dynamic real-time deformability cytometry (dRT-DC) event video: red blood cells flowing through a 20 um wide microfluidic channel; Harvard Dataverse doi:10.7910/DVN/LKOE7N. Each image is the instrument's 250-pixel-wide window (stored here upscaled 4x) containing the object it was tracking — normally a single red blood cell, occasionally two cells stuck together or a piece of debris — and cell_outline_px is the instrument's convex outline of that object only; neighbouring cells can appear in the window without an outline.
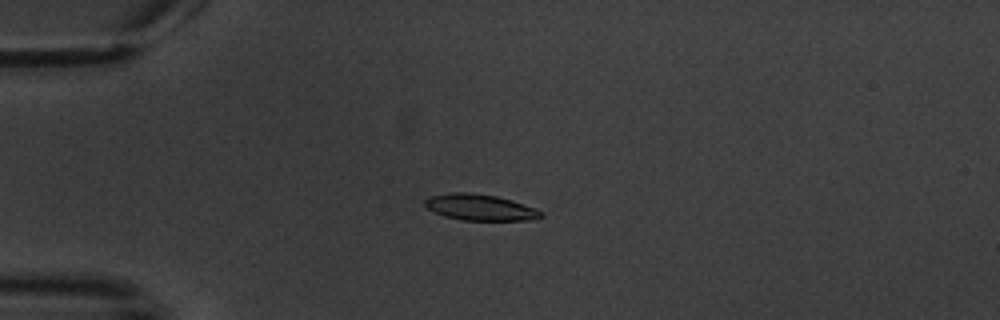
{"species": "common noctule bat (a hibernating species)", "species_latin": "Nyctalus noctula", "temperature_condition": "warm", "stored_images_in_passage": 4, "camera_frame_rate_fps": 3000, "um_per_image_px": 0.085, "animal": {"sex": "male", "body_mass_g": 20.1, "forearm_length_mm": 53.5}, "frame": {"image": 1, "passage_image": 3, "time_ms": 4.0, "image_size_px": [1000, 320], "cell_outline_px": [[544, 216], [528, 220], [460, 220], [444, 216], [428, 208], [424, 204], [424, 200], [428, 196], [452, 192], [468, 192], [496, 196], [512, 200], [536, 208], [544, 212]], "centroid_in_image_um": [40.81, 17.62], "position_along_channel_um": 44.2, "area_um2": 17.74}}